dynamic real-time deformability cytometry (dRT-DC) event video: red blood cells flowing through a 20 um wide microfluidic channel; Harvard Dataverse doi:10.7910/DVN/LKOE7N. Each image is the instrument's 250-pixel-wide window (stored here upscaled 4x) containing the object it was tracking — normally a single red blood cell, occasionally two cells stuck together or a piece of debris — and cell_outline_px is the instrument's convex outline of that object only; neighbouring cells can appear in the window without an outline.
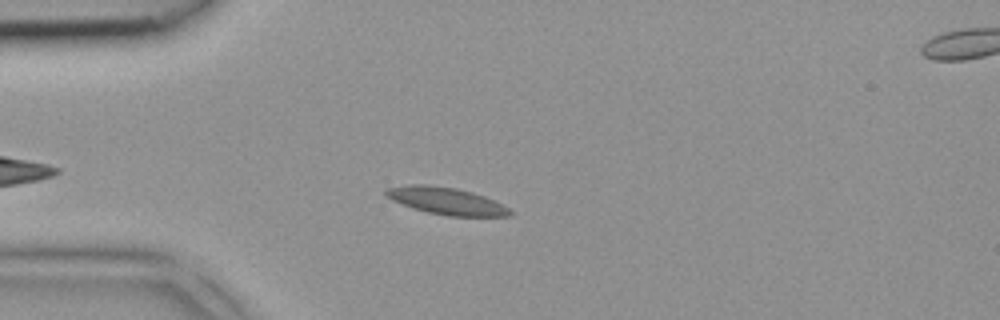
{"species": "common noctule bat (a hibernating species)", "species_latin": "Nyctalus noctula", "temperature_condition": "room temperature", "stored_images_in_passage": 3, "camera_frame_rate_fps": 3000, "um_per_image_px": 0.085, "animal": {"sex": "female", "body_mass_g": 18.4}, "frame": {"image": 1, "passage_image": 2, "time_ms": 0.333, "image_size_px": [1000, 320], "cell_outline_px": [[512, 216], [448, 216], [428, 212], [412, 208], [392, 200], [384, 192], [384, 188], [408, 184], [428, 184], [456, 188], [472, 192], [484, 196], [508, 208], [512, 212]], "centroid_in_image_um": [37.89, 17.07], "position_along_channel_um": 47.1, "area_um2": 19.54}}